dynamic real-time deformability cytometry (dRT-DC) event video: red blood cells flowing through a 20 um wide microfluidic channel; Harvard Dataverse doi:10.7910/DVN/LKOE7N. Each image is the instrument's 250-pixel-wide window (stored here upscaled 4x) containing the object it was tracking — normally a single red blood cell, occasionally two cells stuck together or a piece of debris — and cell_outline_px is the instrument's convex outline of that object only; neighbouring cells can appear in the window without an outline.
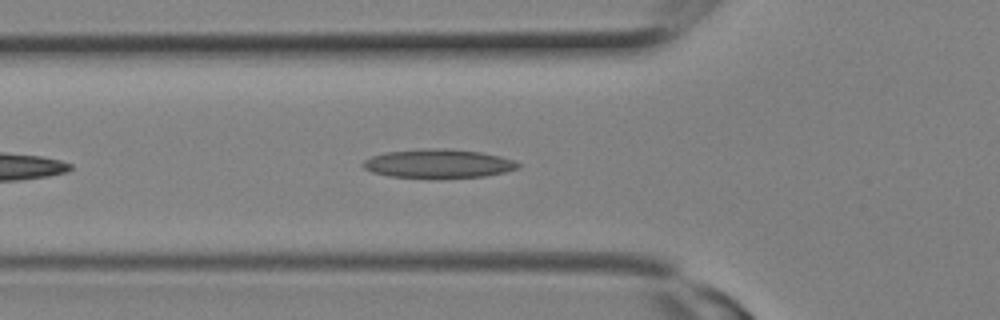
{"species": "Egyptian fruit bat (a non-hibernating species)", "species_latin": "Rousettus aegyptiacus", "temperature_condition": "room temperature", "stored_images_in_passage": 14, "camera_frame_rate_fps": 3000, "um_per_image_px": 0.085, "animal": {"sex": "female"}, "frame": {"image": 1, "passage_image": 8, "time_ms": 2.333, "image_size_px": [1000, 320], "cell_outline_px": [[520, 168], [504, 172], [484, 176], [428, 180], [388, 176], [372, 172], [364, 168], [360, 164], [364, 160], [372, 156], [388, 152], [420, 148], [448, 148], [480, 152], [500, 156], [516, 160], [520, 164]], "centroid_in_image_um": [37.25, 13.93], "position_along_channel_um": 88.6, "area_um2": 26.88}}
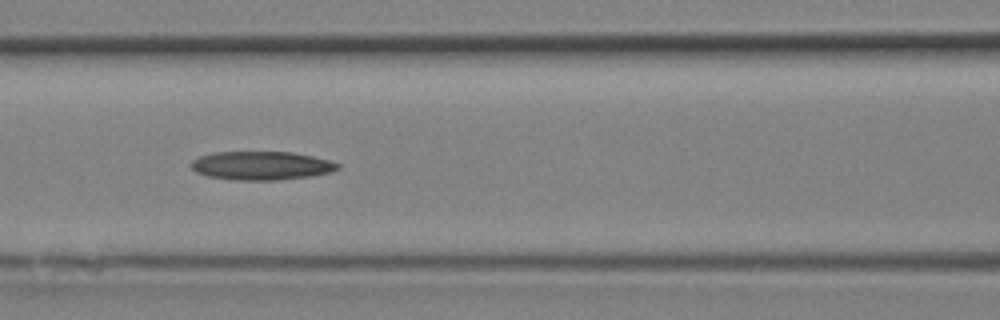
{"frame": {"image": 2, "passage_image": 10, "time_ms": 3.0, "image_size_px": [1000, 320], "cell_outline_px": [[340, 168], [332, 172], [312, 176], [276, 180], [236, 180], [208, 176], [196, 172], [192, 168], [192, 160], [200, 156], [212, 152], [292, 152], [312, 156], [328, 160], [340, 164]], "centroid_in_image_um": [22.24, 14.08], "position_along_channel_um": 144.4, "area_um2": 24.39}}
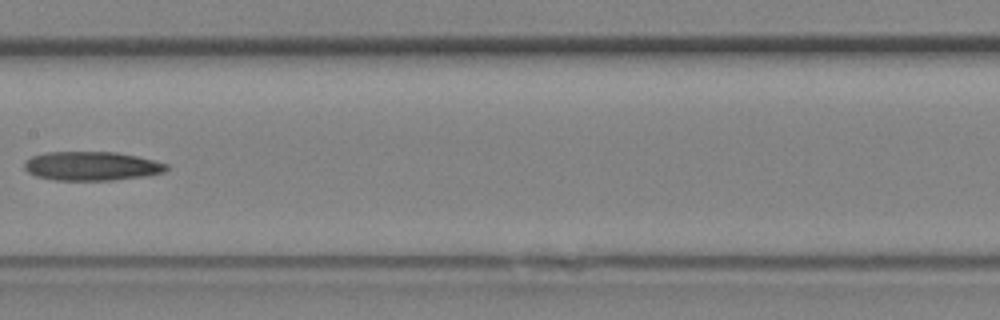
{"frame": {"image": 3, "passage_image": 12, "time_ms": 3.667, "image_size_px": [1000, 320], "cell_outline_px": [[168, 168], [164, 172], [148, 176], [112, 180], [52, 180], [36, 176], [28, 172], [24, 168], [24, 164], [32, 156], [48, 152], [116, 152], [136, 156], [168, 164]], "centroid_in_image_um": [7.8, 14.12], "position_along_channel_um": 199.6, "area_um2": 23.93}}